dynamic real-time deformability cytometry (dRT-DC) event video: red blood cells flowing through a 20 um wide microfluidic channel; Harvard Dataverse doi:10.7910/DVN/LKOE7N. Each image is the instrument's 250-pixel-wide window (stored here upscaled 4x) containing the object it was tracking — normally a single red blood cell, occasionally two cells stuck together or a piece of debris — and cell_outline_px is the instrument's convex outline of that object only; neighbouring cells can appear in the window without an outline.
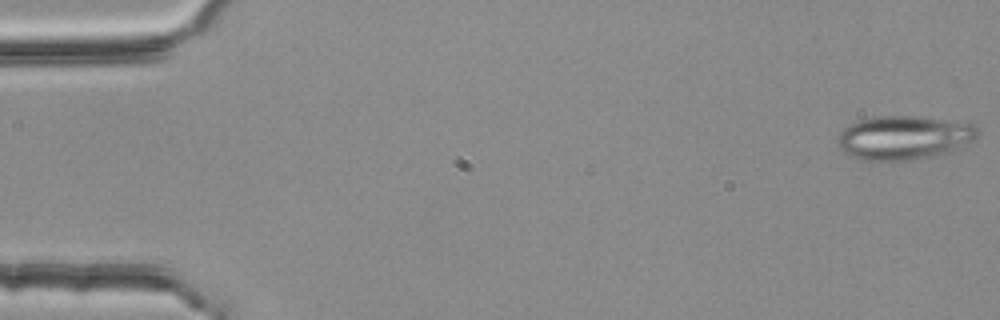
{"species": "common noctule bat (a hibernating species)", "species_latin": "Nyctalus noctula", "temperature_condition": "room temperature", "stored_images_in_passage": 54, "camera_frame_rate_fps": 3000, "um_per_image_px": 0.085, "animal": {"sex": "female", "body_mass_g": 25.1}, "frame": {"image": 1, "passage_image": 1, "time_ms": 0.0, "image_size_px": [1000, 320], "cell_outline_px": [[980, 132], [976, 140], [948, 152], [900, 160], [864, 160], [852, 156], [844, 152], [836, 144], [836, 140], [840, 132], [844, 128], [860, 120], [876, 116], [920, 116], [972, 124]], "centroid_in_image_um": [76.82, 11.68], "position_along_channel_um": 8.2, "area_um2": 35.32}}
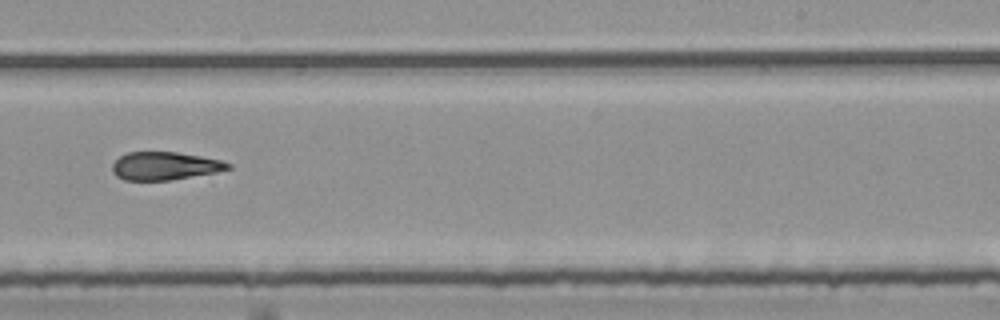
{"frame": {"image": 2, "passage_image": 34, "time_ms": 11.0, "image_size_px": [1000, 320], "cell_outline_px": [[232, 168], [216, 172], [168, 180], [124, 180], [116, 176], [112, 172], [112, 164], [120, 156], [128, 152], [176, 152], [200, 156], [220, 160], [232, 164]], "centroid_in_image_um": [13.99, 14.1], "position_along_channel_um": 275.0, "area_um2": 18.79}}
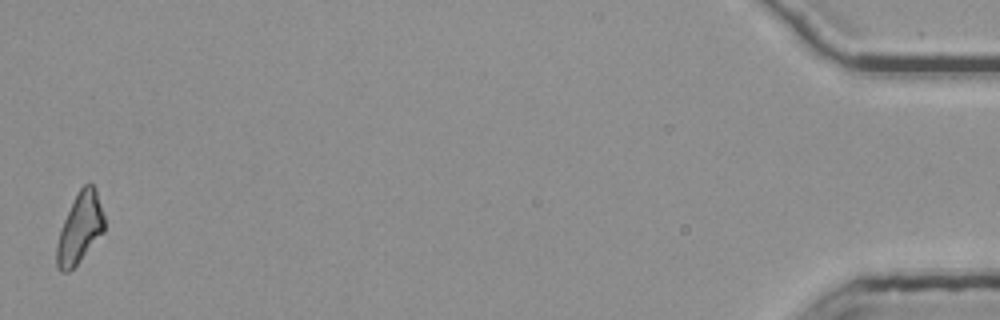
{"frame": {"image": 3, "passage_image": 54, "time_ms": 17.667, "image_size_px": [1000, 320], "cell_outline_px": [[104, 232], [80, 260], [68, 272], [60, 272], [56, 268], [56, 244], [64, 220], [76, 192], [84, 184], [92, 184], [96, 188], [104, 216]], "centroid_in_image_um": [6.78, 19.39], "position_along_channel_um": 428.4, "area_um2": 19.42}, "authors_computed_cell_mechanics": {"area_um2": 20.2589, "velocity_mm_per_s": 3.7664, "shape_relaxation_time_tau1_ms": null, "shape_relaxation_time_tau2_ms": 8.6266, "deformation_change_tau1": null, "deformation_change_tau2": 0.2007}}